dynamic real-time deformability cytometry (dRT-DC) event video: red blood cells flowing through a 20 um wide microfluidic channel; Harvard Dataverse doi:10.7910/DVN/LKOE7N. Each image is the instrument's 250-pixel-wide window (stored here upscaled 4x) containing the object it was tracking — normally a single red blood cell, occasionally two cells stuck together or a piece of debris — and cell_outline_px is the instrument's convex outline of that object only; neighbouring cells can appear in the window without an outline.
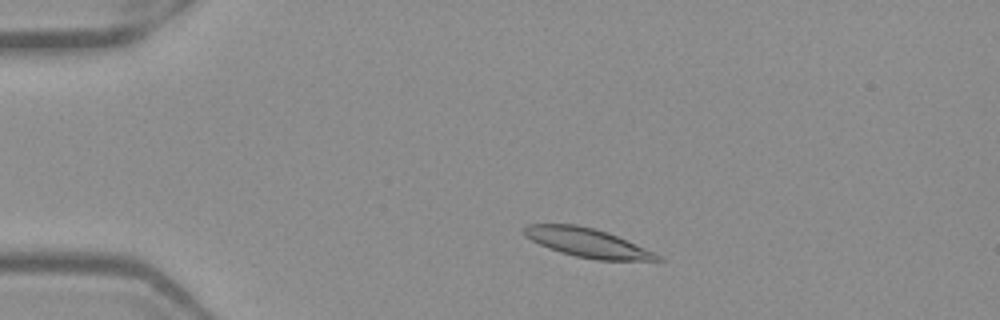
{"species": "Egyptian fruit bat (a non-hibernating species)", "species_latin": "Rousettus aegyptiacus", "temperature_condition": "warm", "stored_images_in_passage": 48, "camera_frame_rate_fps": 3000, "um_per_image_px": 0.085, "frame": {"image": 1, "passage_image": 7, "time_ms": 2.0, "image_size_px": [1000, 320], "cell_outline_px": [[664, 260], [596, 260], [576, 256], [560, 252], [548, 248], [524, 236], [524, 228], [528, 224], [576, 224], [596, 228], [608, 232], [656, 252], [664, 256]], "centroid_in_image_um": [49.98, 20.63], "position_along_channel_um": 35.0, "area_um2": 22.6}}
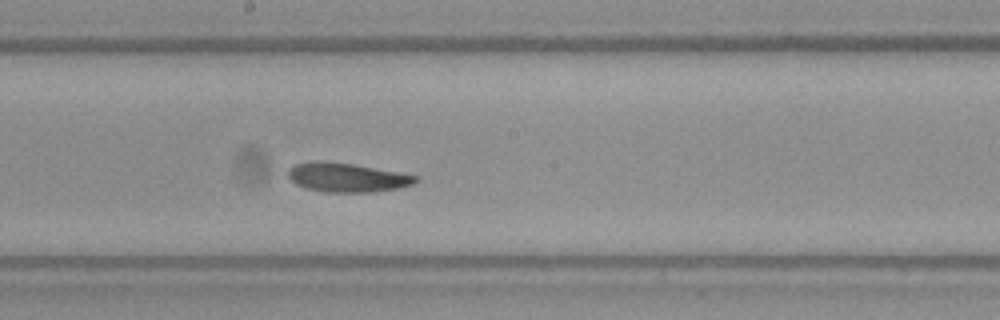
{"frame": {"image": 2, "passage_image": 25, "time_ms": 8.0, "image_size_px": [1000, 320], "cell_outline_px": [[420, 180], [412, 184], [400, 188], [372, 192], [324, 192], [304, 188], [296, 184], [288, 176], [288, 168], [296, 164], [316, 160], [320, 160], [352, 164], [400, 172], [420, 176]], "centroid_in_image_um": [29.51, 15.08], "position_along_channel_um": 218.7, "area_um2": 21.79}}
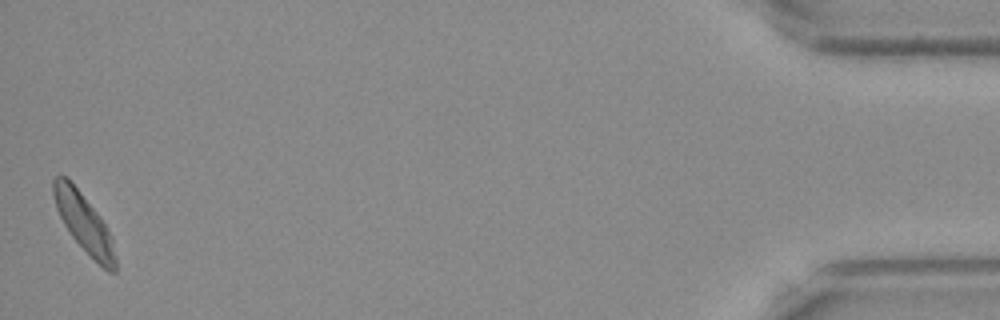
{"frame": {"image": 3, "passage_image": 48, "time_ms": 15.667, "image_size_px": [1000, 320], "cell_outline_px": [[116, 272], [108, 272], [72, 236], [64, 224], [56, 208], [52, 192], [52, 180], [56, 176], [68, 176], [100, 216], [112, 236], [116, 260]], "centroid_in_image_um": [7.13, 18.89], "position_along_channel_um": 428.1, "area_um2": 20.87}, "authors_computed_cell_mechanics": {"area_um2": 21.7617, "velocity_mm_per_s": 3.8819, "shape_relaxation_time_tau1_ms": 6.1109, "shape_relaxation_time_tau2_ms": 3.1836, "deformation_change_tau1": 0.1767, "deformation_change_tau2": 0.1045}}